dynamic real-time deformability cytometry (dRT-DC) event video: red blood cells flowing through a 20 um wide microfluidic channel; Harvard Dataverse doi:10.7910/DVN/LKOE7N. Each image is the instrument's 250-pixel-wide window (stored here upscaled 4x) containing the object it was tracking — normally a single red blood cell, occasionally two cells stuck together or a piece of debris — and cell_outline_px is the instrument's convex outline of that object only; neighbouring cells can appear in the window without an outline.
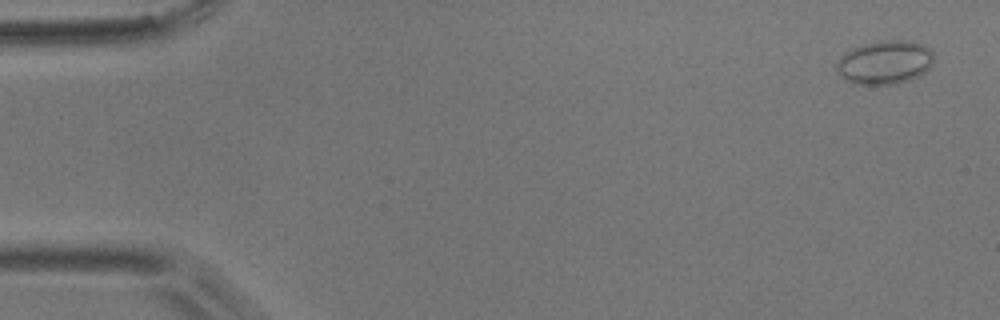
{"species": "common noctule bat (a hibernating species)", "species_latin": "Nyctalus noctula", "temperature_condition": "room temperature", "stored_images_in_passage": 8, "camera_frame_rate_fps": 3000, "um_per_image_px": 0.085, "animal": {"sex": "male", "body_mass_g": 17.9}, "frame": {"image": 1, "passage_image": 1, "time_ms": 0.0, "image_size_px": [1000, 320], "cell_outline_px": [[936, 56], [932, 64], [924, 72], [908, 80], [896, 84], [852, 84], [840, 76], [836, 68], [836, 64], [840, 56], [844, 52], [852, 48], [864, 44], [880, 40], [908, 40], [924, 44], [932, 48]], "centroid_in_image_um": [75.22, 5.28], "position_along_channel_um": 9.8, "area_um2": 25.14}}
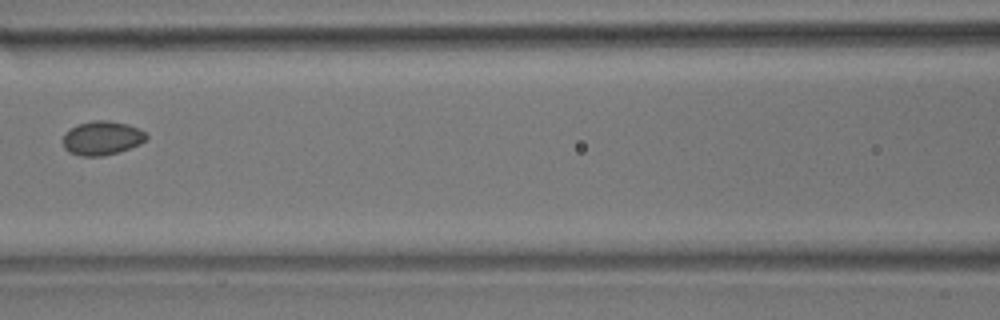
{"frame": {"image": 2, "passage_image": 7, "time_ms": 2.0, "image_size_px": [1000, 320], "cell_outline_px": [[148, 136], [140, 144], [120, 152], [104, 156], [80, 156], [68, 152], [64, 148], [64, 136], [76, 124], [92, 120], [108, 120], [128, 124], [144, 132]], "centroid_in_image_um": [8.67, 11.74], "position_along_channel_um": 157.9, "area_um2": 16.47}}
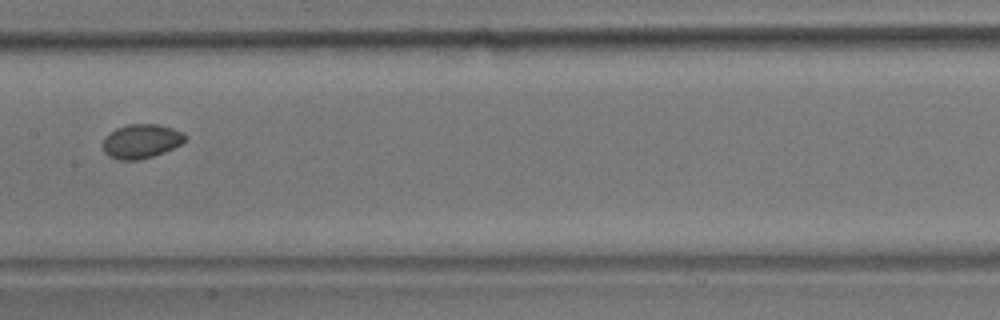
{"frame": {"image": 3, "passage_image": 8, "time_ms": 2.333, "image_size_px": [1000, 320], "cell_outline_px": [[188, 136], [180, 144], [164, 152], [140, 160], [120, 160], [108, 156], [104, 152], [104, 136], [116, 128], [128, 124], [160, 124], [184, 132]], "centroid_in_image_um": [12.01, 11.99], "position_along_channel_um": 195.4, "area_um2": 16.42}}